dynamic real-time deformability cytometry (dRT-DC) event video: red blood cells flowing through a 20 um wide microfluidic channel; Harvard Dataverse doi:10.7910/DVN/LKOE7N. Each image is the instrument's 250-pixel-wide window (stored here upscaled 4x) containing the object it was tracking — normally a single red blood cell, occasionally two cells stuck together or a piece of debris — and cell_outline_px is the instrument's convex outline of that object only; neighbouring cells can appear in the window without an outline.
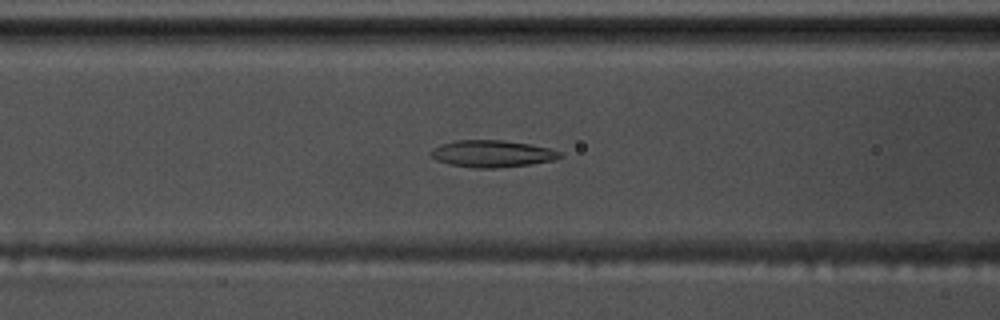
{"species": "common noctule bat (a hibernating species)", "species_latin": "Nyctalus noctula", "temperature_condition": "warm", "stored_images_in_passage": 51, "camera_frame_rate_fps": 3000, "um_per_image_px": 0.085, "animal": {"sex": "male", "body_mass_g": 17.5, "forearm_length_mm": 52.3}, "frame": {"image": 1, "passage_image": 18, "time_ms": 5.667, "image_size_px": [1000, 320], "cell_outline_px": [[564, 156], [552, 160], [528, 164], [496, 168], [472, 168], [452, 164], [436, 160], [428, 152], [432, 148], [440, 144], [456, 140], [504, 140], [528, 144], [548, 148], [560, 152]], "centroid_in_image_um": [41.78, 13.06], "position_along_channel_um": 124.8, "area_um2": 20.11}}
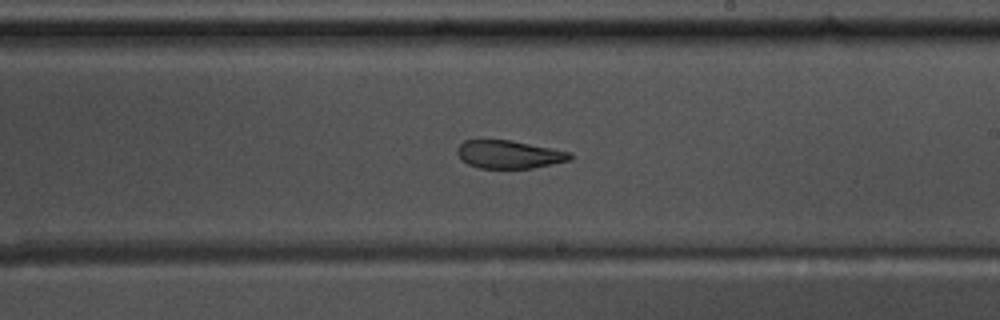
{"frame": {"image": 2, "passage_image": 28, "time_ms": 9.0, "image_size_px": [1000, 320], "cell_outline_px": [[572, 160], [532, 168], [480, 168], [468, 164], [460, 160], [456, 152], [456, 148], [464, 140], [508, 140], [552, 148], [572, 152]], "centroid_in_image_um": [43.26, 13.13], "position_along_channel_um": 245.7, "area_um2": 18.5}}
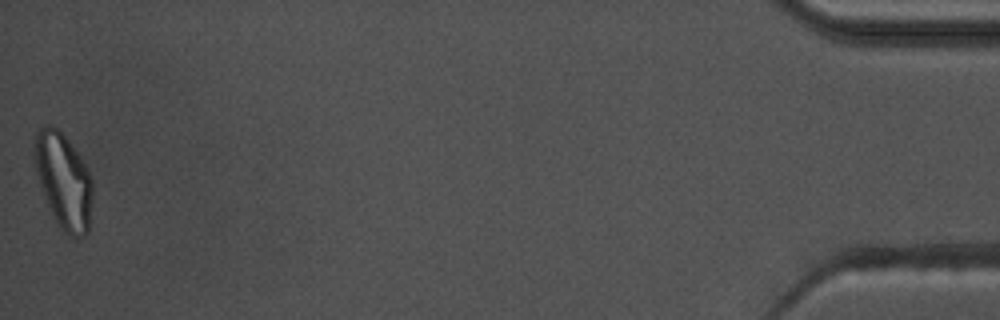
{"frame": {"image": 3, "passage_image": 51, "time_ms": 16.667, "image_size_px": [1000, 320], "cell_outline_px": [[92, 196], [88, 232], [84, 236], [76, 240], [64, 232], [56, 224], [40, 184], [36, 172], [32, 152], [36, 128], [44, 124], [52, 124], [64, 136], [80, 156], [92, 180]], "centroid_in_image_um": [5.37, 15.36], "position_along_channel_um": 429.8, "area_um2": 32.54}, "authors_computed_cell_mechanics": {"area_um2": 21.7328, "velocity_mm_per_s": 3.6444, "shape_relaxation_time_tau1_ms": null, "shape_relaxation_time_tau2_ms": 2.1065, "deformation_change_tau1": null, "deformation_change_tau2": 0.098}}